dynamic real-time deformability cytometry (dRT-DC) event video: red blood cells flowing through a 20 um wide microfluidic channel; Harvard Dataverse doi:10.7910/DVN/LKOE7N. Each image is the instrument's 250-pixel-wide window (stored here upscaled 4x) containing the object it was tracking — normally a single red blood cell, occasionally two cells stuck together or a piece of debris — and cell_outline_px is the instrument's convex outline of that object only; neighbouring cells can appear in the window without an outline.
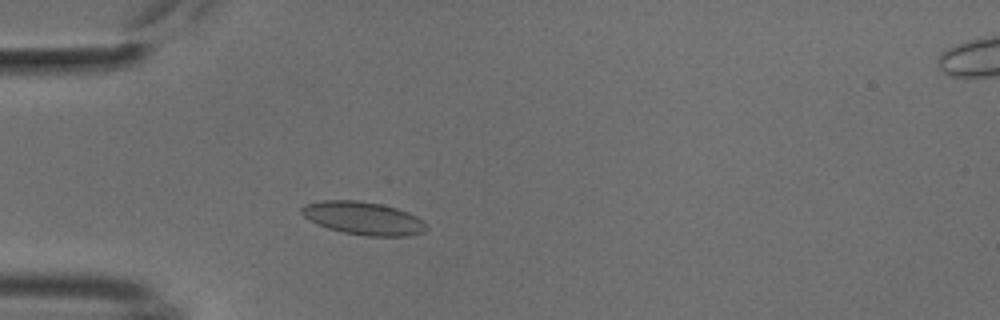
{"species": "common noctule bat (a hibernating species)", "species_latin": "Nyctalus noctula", "temperature_condition": "cold", "stored_images_in_passage": 48, "camera_frame_rate_fps": 3000, "um_per_image_px": 0.085, "animal": {"sex": "male", "body_mass_g": 18.8}, "frame": {"image": 1, "passage_image": 10, "time_ms": 3.0, "image_size_px": [1000, 320], "cell_outline_px": [[428, 228], [424, 232], [408, 236], [364, 236], [344, 232], [328, 228], [308, 220], [300, 212], [300, 208], [304, 204], [320, 200], [356, 200], [380, 204], [396, 208], [408, 212], [416, 216]], "centroid_in_image_um": [30.84, 18.55], "position_along_channel_um": 54.2, "area_um2": 23.99}}
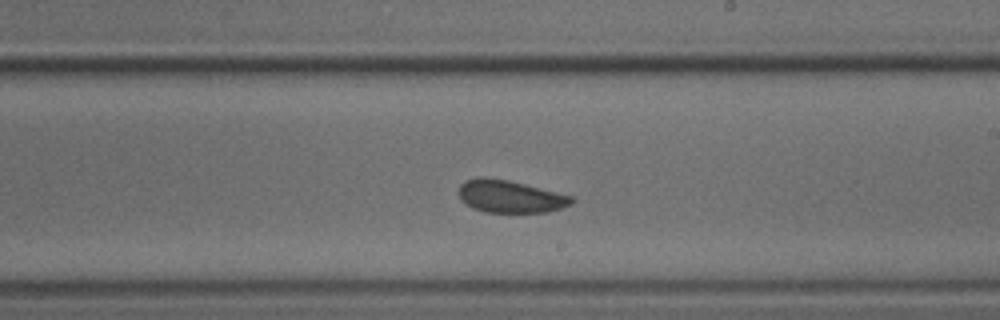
{"frame": {"image": 2, "passage_image": 26, "time_ms": 8.333, "image_size_px": [1000, 320], "cell_outline_px": [[576, 200], [572, 204], [548, 212], [484, 212], [472, 208], [460, 200], [456, 192], [460, 184], [464, 180], [476, 176], [480, 176], [508, 180], [572, 196]], "centroid_in_image_um": [43.29, 16.69], "position_along_channel_um": 245.7, "area_um2": 21.62}}
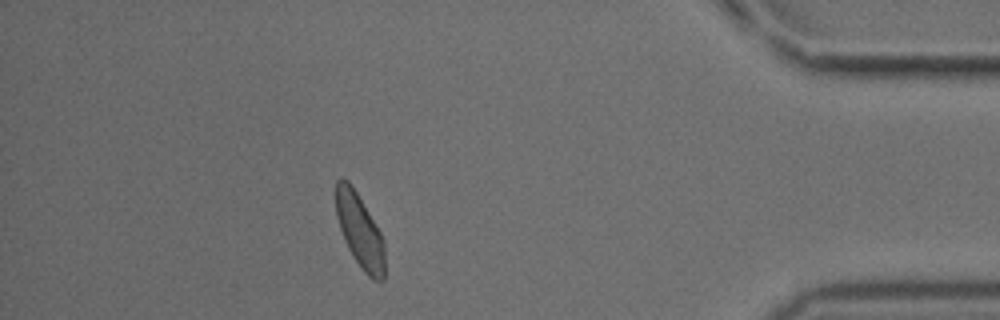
{"frame": {"image": 3, "passage_image": 42, "time_ms": 13.667, "image_size_px": [1000, 320], "cell_outline_px": [[384, 280], [372, 280], [364, 272], [352, 256], [348, 248], [340, 228], [336, 216], [336, 180], [340, 176], [348, 180], [356, 192], [380, 232], [384, 240]], "centroid_in_image_um": [30.57, 19.62], "position_along_channel_um": 404.6, "area_um2": 20.81}, "authors_computed_cell_mechanics": {"area_um2": 21.6461, "velocity_mm_per_s": 3.7648, "shape_relaxation_time_tau1_ms": null, "shape_relaxation_time_tau2_ms": 4.705, "deformation_change_tau1": null, "deformation_change_tau2": 0.0826}}